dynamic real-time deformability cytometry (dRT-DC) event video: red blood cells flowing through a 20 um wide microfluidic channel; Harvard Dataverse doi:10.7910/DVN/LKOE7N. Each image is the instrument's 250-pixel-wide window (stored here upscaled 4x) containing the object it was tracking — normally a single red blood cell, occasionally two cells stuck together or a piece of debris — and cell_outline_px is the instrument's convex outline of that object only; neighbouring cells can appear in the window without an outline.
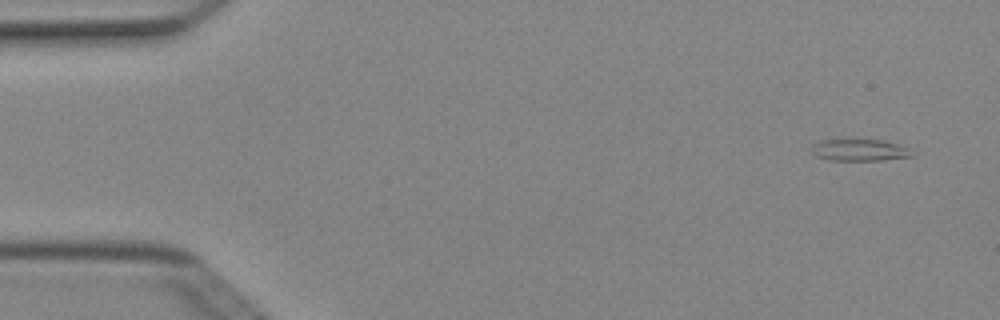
{"species": "Egyptian fruit bat (a non-hibernating species)", "species_latin": "Rousettus aegyptiacus", "temperature_condition": "cold", "stored_images_in_passage": 4, "camera_frame_rate_fps": 3000, "um_per_image_px": 0.085, "animal": {"sex": "female"}, "frame": {"image": 1, "passage_image": 1, "time_ms": 0.0, "image_size_px": [1000, 320], "cell_outline_px": [[912, 156], [884, 160], [828, 160], [816, 156], [812, 152], [812, 144], [820, 140], [880, 140], [896, 144], [908, 148]], "centroid_in_image_um": [73.0, 12.76], "position_along_channel_um": 12.0, "area_um2": 12.48}}